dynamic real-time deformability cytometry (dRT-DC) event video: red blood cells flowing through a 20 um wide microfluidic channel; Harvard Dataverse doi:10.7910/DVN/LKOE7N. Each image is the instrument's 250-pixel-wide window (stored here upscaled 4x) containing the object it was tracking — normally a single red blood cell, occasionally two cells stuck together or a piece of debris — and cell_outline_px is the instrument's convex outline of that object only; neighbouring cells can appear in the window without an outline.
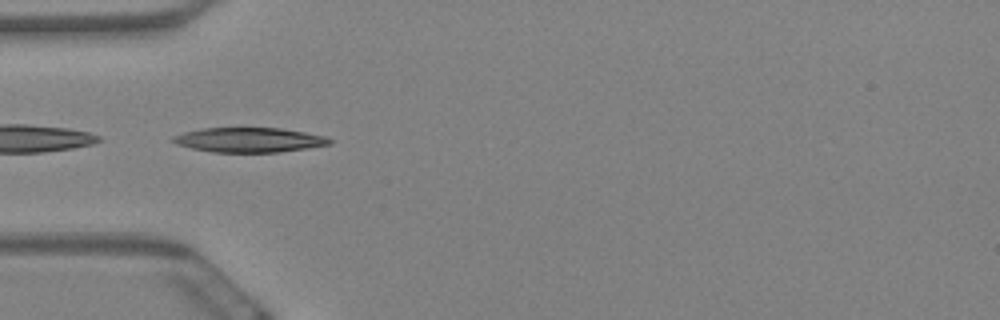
{"species": "Egyptian fruit bat (a non-hibernating species)", "species_latin": "Rousettus aegyptiacus", "temperature_condition": "warm", "stored_images_in_passage": 8, "camera_frame_rate_fps": 3000, "um_per_image_px": 0.085, "animal": {"sex": "female"}, "frame": {"image": 1, "passage_image": 1, "time_ms": 0.0, "image_size_px": [1000, 320], "cell_outline_px": [[332, 144], [276, 152], [212, 152], [192, 148], [176, 144], [172, 140], [172, 136], [184, 132], [204, 128], [280, 128], [304, 132], [324, 136], [332, 140]], "centroid_in_image_um": [21.15, 11.89], "position_along_channel_um": 63.9, "area_um2": 22.25}}
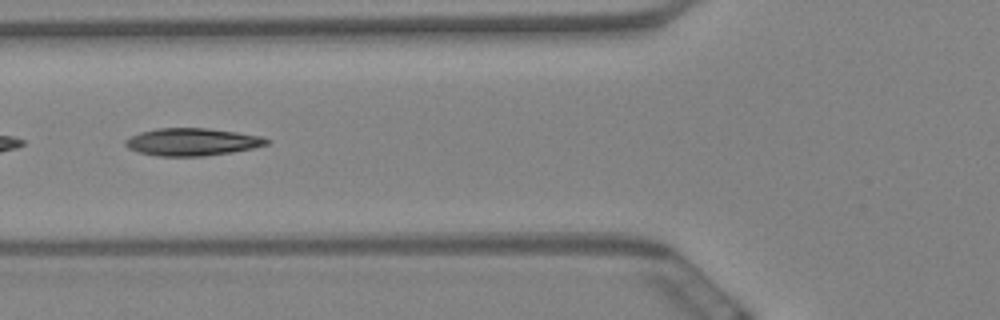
{"frame": {"image": 2, "passage_image": 5, "time_ms": 1.333, "image_size_px": [1000, 320], "cell_outline_px": [[272, 140], [268, 144], [252, 148], [232, 152], [204, 156], [156, 156], [140, 152], [128, 148], [124, 144], [124, 140], [140, 132], [156, 128], [208, 128], [236, 132], [260, 136]], "centroid_in_image_um": [16.33, 12.06], "position_along_channel_um": 109.5, "area_um2": 22.6}}